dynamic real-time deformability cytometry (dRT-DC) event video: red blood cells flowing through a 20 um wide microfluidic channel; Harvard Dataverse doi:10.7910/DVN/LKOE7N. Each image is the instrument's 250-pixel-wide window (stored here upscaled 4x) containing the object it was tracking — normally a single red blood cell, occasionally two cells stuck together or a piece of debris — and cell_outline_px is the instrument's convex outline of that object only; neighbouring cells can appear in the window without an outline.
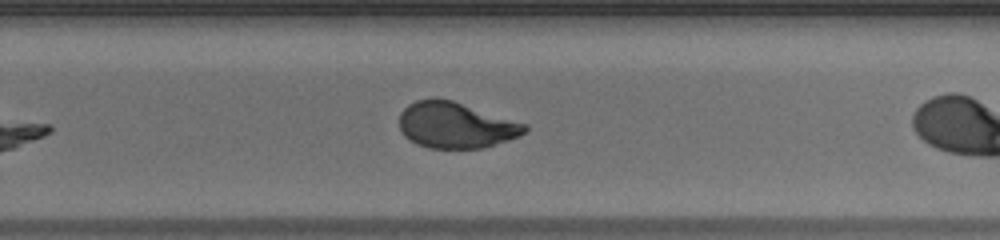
{"species": "human", "species_latin": "Homo sapiens", "temperature_condition": "warm", "stored_images_in_passage": 25, "camera_frame_rate_fps": 3000, "um_per_image_px": 0.085, "donor": {"sex": "male"}, "frame": {"image": 1, "passage_image": 18, "time_ms": 5.667, "image_size_px": [1000, 240], "cell_outline_px": [[528, 128], [524, 132], [508, 140], [484, 148], [428, 148], [416, 144], [408, 140], [404, 136], [400, 128], [400, 112], [408, 104], [416, 100], [452, 100], [528, 124]], "centroid_in_image_um": [38.73, 10.66], "position_along_channel_um": 291.1, "area_um2": 33.35}}